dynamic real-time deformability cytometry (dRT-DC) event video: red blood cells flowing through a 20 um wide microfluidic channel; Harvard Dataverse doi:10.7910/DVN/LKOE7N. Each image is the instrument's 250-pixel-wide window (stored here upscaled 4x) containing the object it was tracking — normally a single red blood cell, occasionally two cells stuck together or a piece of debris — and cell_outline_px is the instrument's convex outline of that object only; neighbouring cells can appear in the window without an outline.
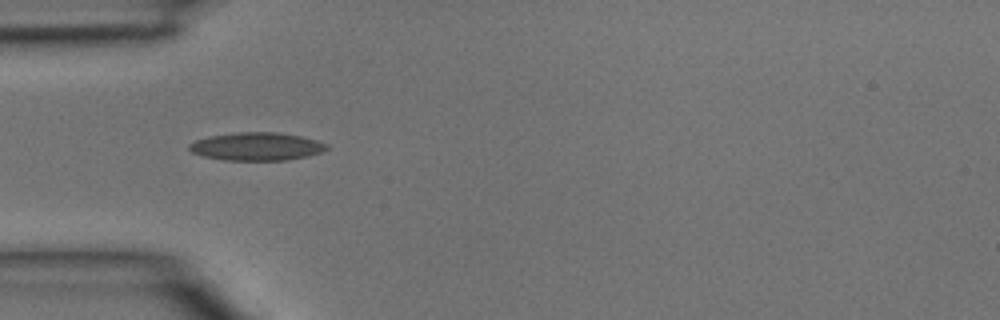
{"species": "common noctule bat (a hibernating species)", "species_latin": "Nyctalus noctula", "temperature_condition": "room temperature", "stored_images_in_passage": 2, "camera_frame_rate_fps": 3000, "um_per_image_px": 0.085, "animal": {"sex": "male", "body_mass_g": 15.6}, "frame": {"image": 1, "passage_image": 1, "time_ms": 0.0, "image_size_px": [1000, 320], "cell_outline_px": [[332, 148], [308, 156], [288, 160], [224, 160], [204, 156], [192, 152], [188, 148], [188, 144], [196, 140], [208, 136], [240, 132], [276, 132], [300, 136], [316, 140], [328, 144]], "centroid_in_image_um": [21.84, 12.45], "position_along_channel_um": 63.2, "area_um2": 22.48}}
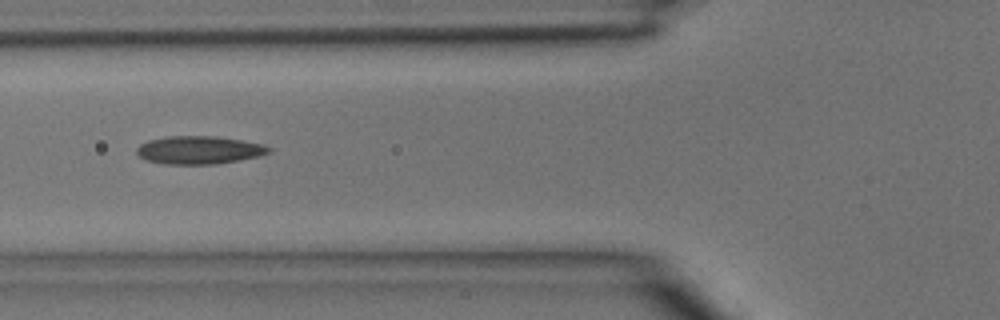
{"frame": {"image": 2, "passage_image": 2, "time_ms": 0.333, "image_size_px": [1000, 320], "cell_outline_px": [[272, 152], [260, 156], [216, 164], [164, 164], [148, 160], [140, 156], [136, 152], [136, 148], [140, 144], [148, 140], [168, 136], [216, 136], [264, 144], [272, 148]], "centroid_in_image_um": [16.95, 12.75], "position_along_channel_um": 108.8, "area_um2": 21.62}}